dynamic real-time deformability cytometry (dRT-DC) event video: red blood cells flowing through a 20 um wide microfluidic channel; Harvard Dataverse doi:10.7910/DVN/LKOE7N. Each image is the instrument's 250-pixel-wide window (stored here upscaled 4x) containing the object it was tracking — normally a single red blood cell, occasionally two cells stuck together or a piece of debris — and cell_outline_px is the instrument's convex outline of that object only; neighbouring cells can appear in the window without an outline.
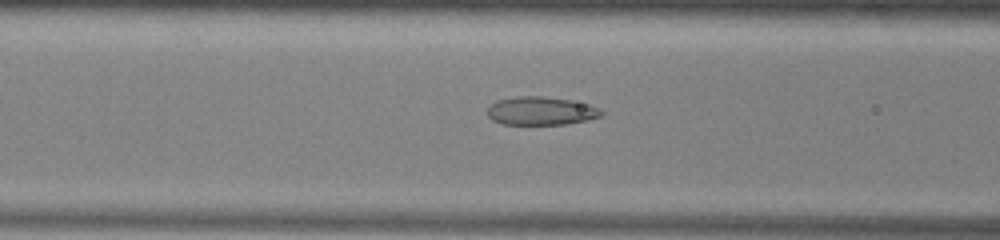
{"species": "common noctule bat (a hibernating species)", "species_latin": "Nyctalus noctula", "temperature_condition": "warm", "stored_images_in_passage": 51, "camera_frame_rate_fps": 3000, "um_per_image_px": 0.085, "animal": {"sex": "male", "body_mass_g": 13.0, "forearm_length_mm": 53.1}, "frame": {"image": 1, "passage_image": 20, "time_ms": 6.333, "image_size_px": [1000, 240], "cell_outline_px": [[604, 112], [600, 116], [588, 120], [564, 124], [500, 124], [492, 120], [488, 116], [488, 108], [496, 100], [516, 96], [544, 96], [572, 100], [588, 104], [600, 108]], "centroid_in_image_um": [45.98, 9.42], "position_along_channel_um": 120.6, "area_um2": 18.9}}
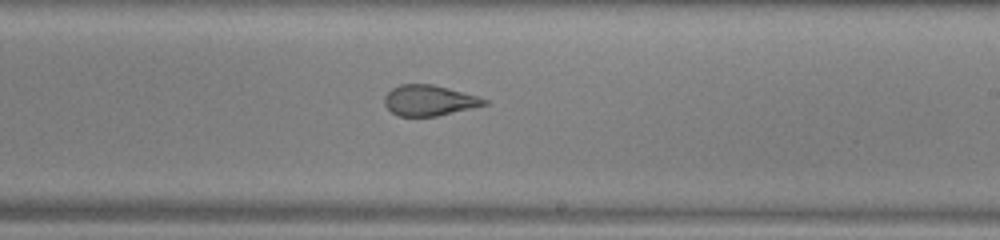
{"frame": {"image": 2, "passage_image": 30, "time_ms": 9.667, "image_size_px": [1000, 240], "cell_outline_px": [[488, 104], [436, 116], [400, 116], [392, 112], [384, 104], [384, 96], [392, 88], [400, 84], [432, 84], [448, 88], [476, 96], [488, 100]], "centroid_in_image_um": [36.44, 8.53], "position_along_channel_um": 252.6, "area_um2": 17.57}}
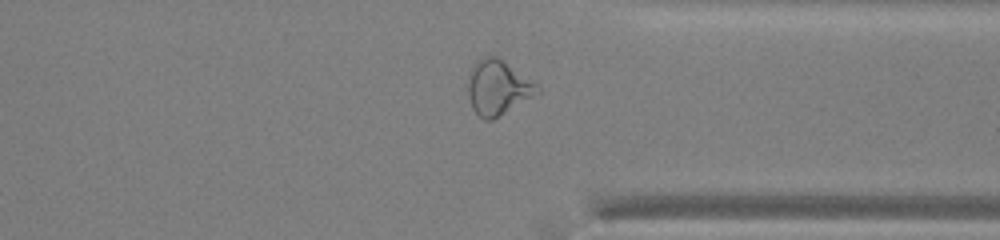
{"frame": {"image": 3, "passage_image": 39, "time_ms": 12.667, "image_size_px": [1000, 240], "cell_outline_px": [[540, 92], [492, 120], [484, 120], [472, 108], [468, 96], [468, 72], [476, 60], [484, 56], [496, 56], [536, 84]], "centroid_in_image_um": [42.25, 7.44], "position_along_channel_um": 369.1, "area_um2": 21.73}, "authors_computed_cell_mechanics": {"area_um2": 21.8484, "velocity_mm_per_s": 3.9661, "shape_relaxation_time_tau1_ms": null, "shape_relaxation_time_tau2_ms": 1.3283, "deformation_change_tau1": null, "deformation_change_tau2": 0.0801}}